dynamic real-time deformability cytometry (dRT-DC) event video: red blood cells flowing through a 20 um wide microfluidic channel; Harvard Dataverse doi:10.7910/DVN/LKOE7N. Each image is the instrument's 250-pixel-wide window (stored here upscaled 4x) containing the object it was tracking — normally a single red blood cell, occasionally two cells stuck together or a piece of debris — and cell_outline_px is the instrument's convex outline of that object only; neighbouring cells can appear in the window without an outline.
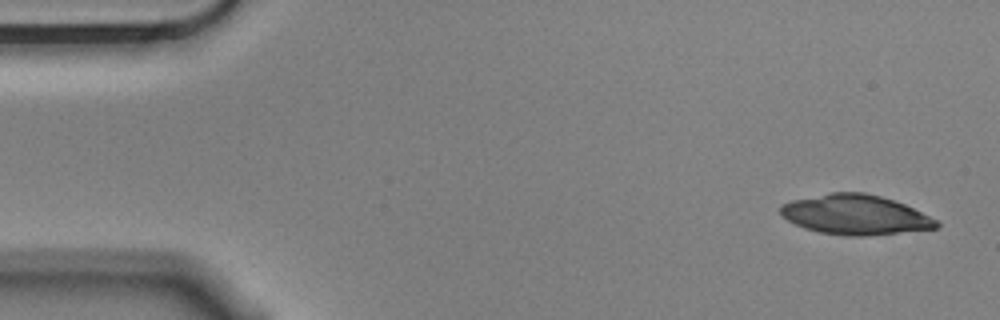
{"species": "Egyptian fruit bat (a non-hibernating species)", "species_latin": "Rousettus aegyptiacus", "temperature_condition": "cold", "stored_images_in_passage": 10, "camera_frame_rate_fps": 3000, "um_per_image_px": 0.085, "animal": {"sex": "male"}, "frame": {"image": 1, "passage_image": 1, "time_ms": 0.0, "image_size_px": [1000, 320], "cell_outline_px": [[940, 224], [936, 228], [864, 236], [844, 236], [820, 232], [804, 228], [788, 220], [780, 212], [780, 204], [792, 200], [832, 192], [864, 192], [880, 196], [904, 204], [936, 220]], "centroid_in_image_um": [72.66, 18.25], "position_along_channel_um": 12.3, "area_um2": 35.78}}